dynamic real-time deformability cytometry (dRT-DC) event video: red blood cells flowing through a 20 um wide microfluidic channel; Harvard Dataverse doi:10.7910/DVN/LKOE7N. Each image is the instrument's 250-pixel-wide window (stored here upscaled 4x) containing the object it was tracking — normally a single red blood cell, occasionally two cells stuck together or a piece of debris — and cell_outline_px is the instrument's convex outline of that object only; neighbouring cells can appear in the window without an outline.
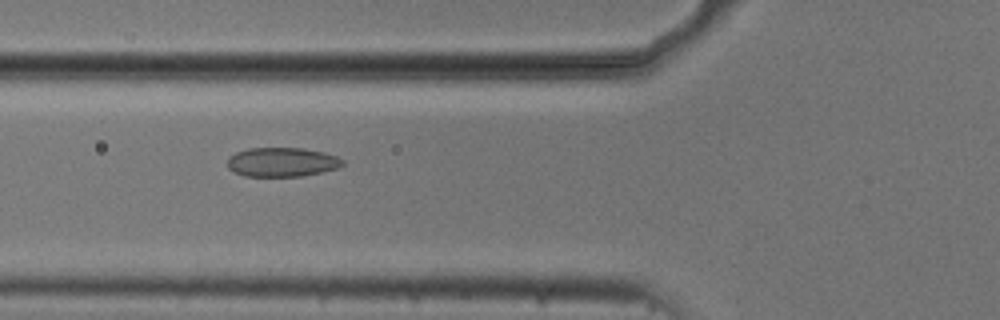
{"species": "common noctule bat (a hibernating species)", "species_latin": "Nyctalus noctula", "temperature_condition": "cold", "stored_images_in_passage": 47, "camera_frame_rate_fps": 3000, "um_per_image_px": 0.085, "animal": {"sex": "male", "body_mass_g": 20.5, "forearm_length_mm": 52.5}, "frame": {"image": 1, "passage_image": 13, "time_ms": 4.0, "image_size_px": [1000, 320], "cell_outline_px": [[344, 164], [340, 168], [300, 176], [244, 176], [228, 168], [228, 156], [236, 152], [248, 148], [304, 148], [324, 152], [336, 156], [344, 160]], "centroid_in_image_um": [23.98, 13.77], "position_along_channel_um": 101.8, "area_um2": 19.65}}
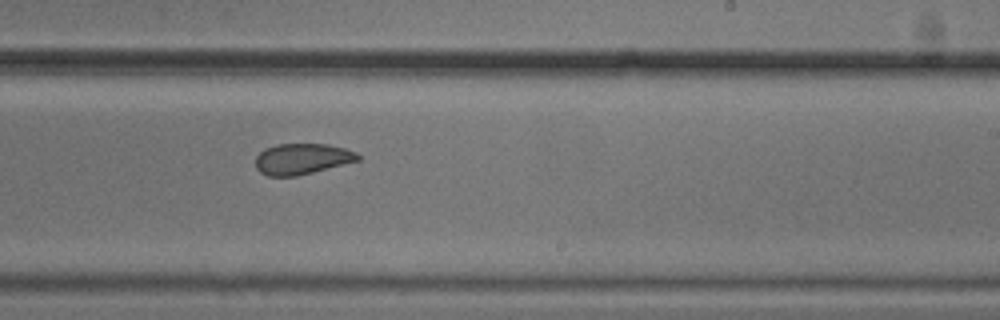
{"frame": {"image": 2, "passage_image": 26, "time_ms": 8.333, "image_size_px": [1000, 320], "cell_outline_px": [[360, 160], [296, 176], [268, 176], [260, 172], [256, 168], [256, 156], [264, 148], [276, 144], [328, 144], [344, 148], [356, 152], [360, 156]], "centroid_in_image_um": [25.65, 13.5], "position_along_channel_um": 263.3, "area_um2": 18.38}}
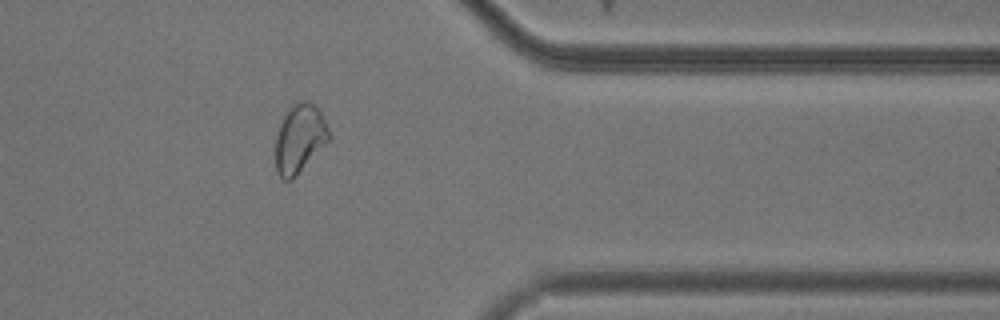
{"frame": {"image": 3, "passage_image": 37, "time_ms": 12.0, "image_size_px": [1000, 320], "cell_outline_px": [[332, 136], [296, 176], [292, 180], [284, 180], [276, 172], [276, 136], [280, 124], [288, 108], [296, 100], [308, 100], [320, 108]], "centroid_in_image_um": [25.48, 11.73], "position_along_channel_um": 385.9, "area_um2": 21.56}, "authors_computed_cell_mechanics": {"area_um2": 20.1144, "velocity_mm_per_s": 3.7184, "shape_relaxation_time_tau1_ms": null, "shape_relaxation_time_tau2_ms": 1.7809, "deformation_change_tau1": null, "deformation_change_tau2": 0.0761}}